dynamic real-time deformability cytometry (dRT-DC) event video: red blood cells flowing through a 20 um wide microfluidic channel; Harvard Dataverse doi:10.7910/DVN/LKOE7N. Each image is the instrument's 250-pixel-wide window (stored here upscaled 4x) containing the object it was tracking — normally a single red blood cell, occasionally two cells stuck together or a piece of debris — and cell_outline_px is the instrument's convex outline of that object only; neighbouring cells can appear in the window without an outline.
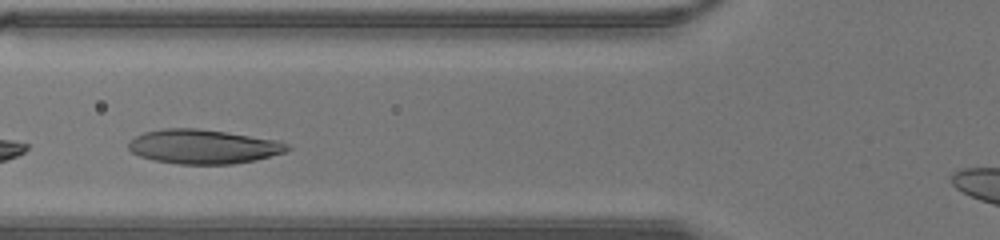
{"species": "human", "species_latin": "Homo sapiens", "temperature_condition": "warm", "stored_images_in_passage": 26, "camera_frame_rate_fps": 3000, "um_per_image_px": 0.085, "donor": {"sex": "male"}, "frame": {"image": 1, "passage_image": 8, "time_ms": 2.333, "image_size_px": [1000, 240], "cell_outline_px": [[292, 148], [284, 152], [256, 160], [232, 164], [176, 164], [156, 160], [140, 156], [132, 152], [128, 148], [128, 140], [144, 132], [164, 128], [196, 128], [280, 140], [288, 144]], "centroid_in_image_um": [17.28, 12.46], "position_along_channel_um": 108.5, "area_um2": 31.73}}
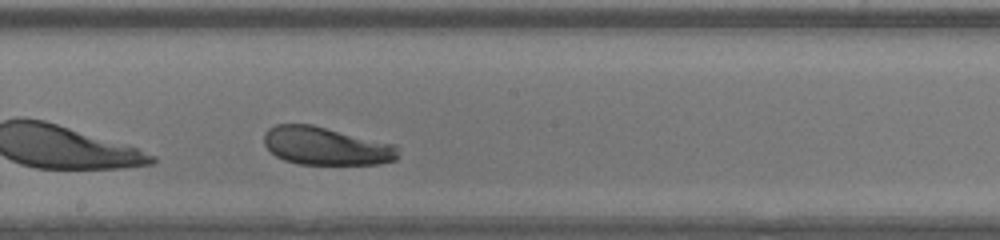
{"frame": {"image": 2, "passage_image": 15, "time_ms": 4.667, "image_size_px": [1000, 240], "cell_outline_px": [[400, 148], [396, 160], [380, 164], [300, 164], [284, 160], [276, 156], [264, 144], [264, 132], [268, 128], [276, 124], [312, 124], [396, 144]], "centroid_in_image_um": [27.74, 12.4], "position_along_channel_um": 220.5, "area_um2": 30.0}}
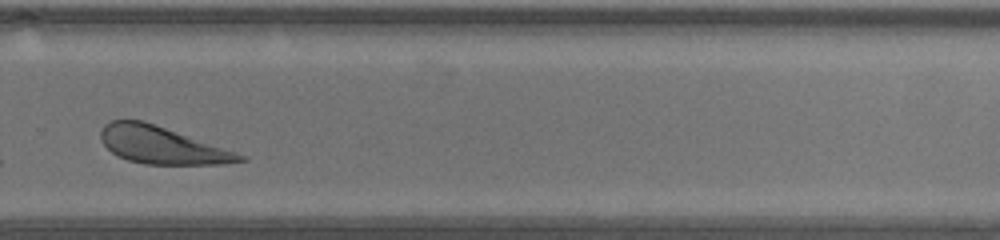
{"frame": {"image": 3, "passage_image": 21, "time_ms": 6.667, "image_size_px": [1000, 240], "cell_outline_px": [[248, 160], [224, 164], [144, 164], [128, 160], [116, 156], [104, 144], [100, 136], [100, 132], [104, 124], [112, 120], [144, 120], [248, 156]], "centroid_in_image_um": [13.76, 12.34], "position_along_channel_um": 316.0, "area_um2": 30.17}}